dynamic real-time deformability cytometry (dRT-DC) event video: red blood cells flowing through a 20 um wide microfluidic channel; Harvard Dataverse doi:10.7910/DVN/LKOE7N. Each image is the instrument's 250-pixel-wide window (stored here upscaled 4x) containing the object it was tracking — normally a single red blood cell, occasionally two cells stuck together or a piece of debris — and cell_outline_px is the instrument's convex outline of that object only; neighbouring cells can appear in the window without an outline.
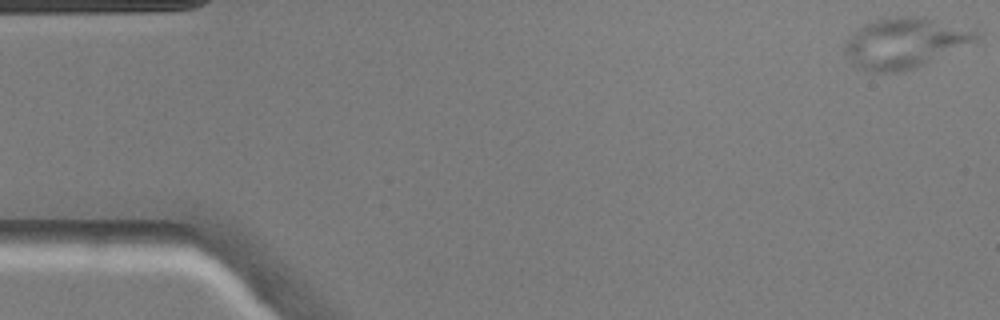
{"species": "common noctule bat (a hibernating species)", "species_latin": "Nyctalus noctula", "temperature_condition": "warm", "stored_images_in_passage": 12, "camera_frame_rate_fps": 3000, "um_per_image_px": 0.085, "animal": {"sex": "male", "body_mass_g": 20.5, "forearm_length_mm": 52.5}, "frame": {"image": 1, "passage_image": 1, "time_ms": 0.0, "image_size_px": [1000, 320], "cell_outline_px": [[984, 36], [976, 40], [916, 68], [900, 72], [872, 72], [856, 68], [852, 64], [844, 52], [844, 48], [852, 32], [864, 24], [872, 20], [896, 16], [924, 16], [976, 28]], "centroid_in_image_um": [76.94, 3.62], "position_along_channel_um": 8.1, "area_um2": 39.13}}